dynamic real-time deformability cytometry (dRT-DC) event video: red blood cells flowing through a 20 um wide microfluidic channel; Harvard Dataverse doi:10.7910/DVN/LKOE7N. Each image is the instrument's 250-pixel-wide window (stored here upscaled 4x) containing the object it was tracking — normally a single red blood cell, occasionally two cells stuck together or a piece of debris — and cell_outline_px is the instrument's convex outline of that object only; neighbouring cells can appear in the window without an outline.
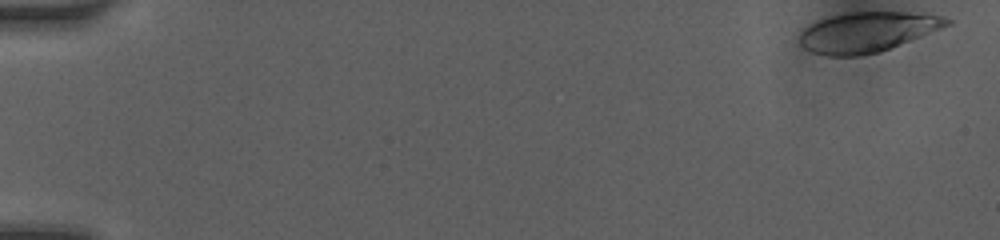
{"species": "human", "species_latin": "Homo sapiens", "temperature_condition": "room temperature", "stored_images_in_passage": 28, "camera_frame_rate_fps": 3000, "um_per_image_px": 0.085, "donor": {"sex": "female"}, "frame": {"image": 1, "passage_image": 1, "time_ms": 0.0, "image_size_px": [1000, 240], "cell_outline_px": [[952, 24], [880, 52], [860, 56], [828, 56], [812, 52], [804, 48], [800, 44], [800, 32], [808, 24], [816, 20], [828, 16], [848, 12], [904, 12], [944, 16], [952, 20]], "centroid_in_image_um": [73.69, 2.72], "position_along_channel_um": 11.3, "area_um2": 34.56}}
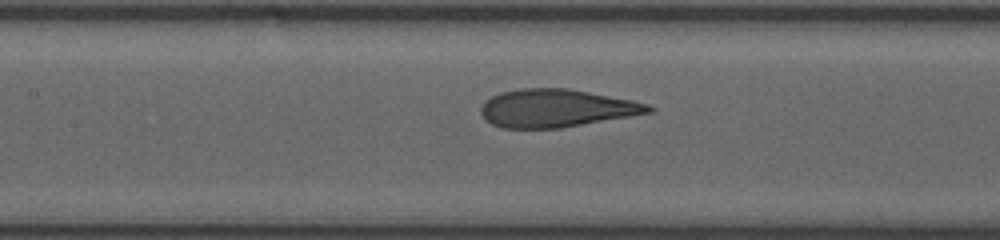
{"frame": {"image": 2, "passage_image": 17, "time_ms": 7.667, "image_size_px": [1000, 240], "cell_outline_px": [[656, 108], [652, 112], [560, 128], [504, 128], [492, 124], [480, 112], [480, 108], [484, 100], [500, 92], [520, 88], [568, 88], [632, 100], [648, 104]], "centroid_in_image_um": [47.27, 9.19], "position_along_channel_um": 160.1, "area_um2": 36.88}}
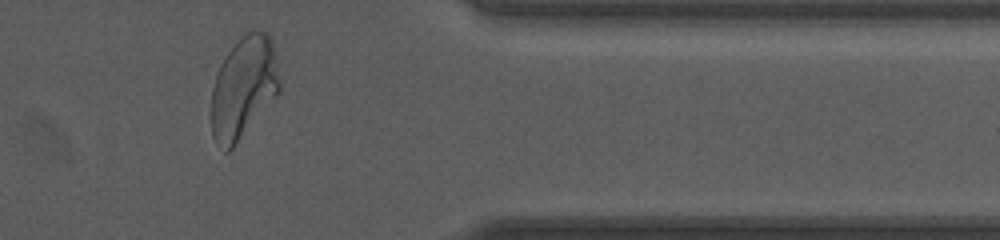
{"frame": {"image": 3, "passage_image": 27, "time_ms": 13.667, "image_size_px": [1000, 240], "cell_outline_px": [[280, 92], [236, 144], [228, 152], [224, 152], [216, 144], [212, 136], [212, 88], [216, 76], [228, 52], [248, 32], [264, 32], [272, 36], [276, 56], [280, 80]], "centroid_in_image_um": [20.73, 7.49], "position_along_channel_um": 390.7, "area_um2": 40.11}, "authors_computed_cell_mechanics": {"area_um2": 36.7897, "velocity_mm_per_s": 4.0861, "shape_relaxation_time_tau1_ms": 5.4816, "shape_relaxation_time_tau2_ms": 0.7467, "deformation_change_tau1": 0.2377, "deformation_change_tau2": 0.0866}}